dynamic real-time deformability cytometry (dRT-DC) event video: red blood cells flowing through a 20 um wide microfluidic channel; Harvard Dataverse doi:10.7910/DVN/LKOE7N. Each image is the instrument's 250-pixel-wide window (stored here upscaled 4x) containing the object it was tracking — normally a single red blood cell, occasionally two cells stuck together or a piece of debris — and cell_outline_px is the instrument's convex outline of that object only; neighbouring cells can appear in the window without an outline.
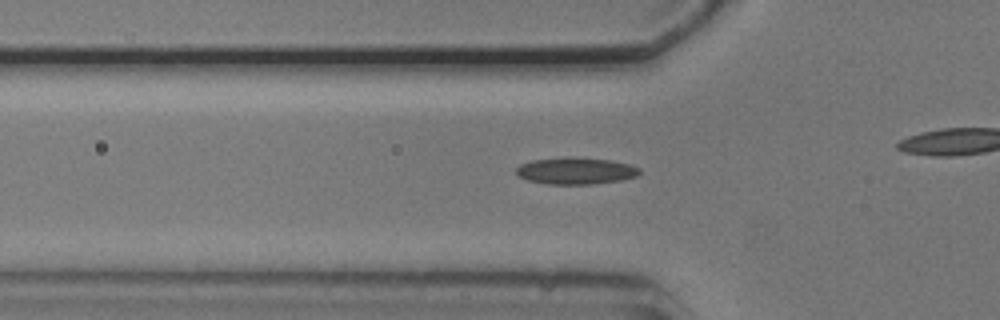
{"species": "common noctule bat (a hibernating species)", "species_latin": "Nyctalus noctula", "temperature_condition": "cold", "stored_images_in_passage": 42, "camera_frame_rate_fps": 3000, "um_per_image_px": 0.085, "animal": {"sex": "male", "body_mass_g": 20.5, "forearm_length_mm": 52.5}, "frame": {"image": 1, "passage_image": 17, "time_ms": 5.333, "image_size_px": [1000, 320], "cell_outline_px": [[640, 172], [636, 176], [620, 180], [592, 184], [548, 184], [528, 180], [516, 176], [516, 168], [520, 164], [532, 160], [568, 156], [572, 156], [612, 160], [628, 164], [640, 168]], "centroid_in_image_um": [48.9, 14.51], "position_along_channel_um": 76.9, "area_um2": 19.42}}
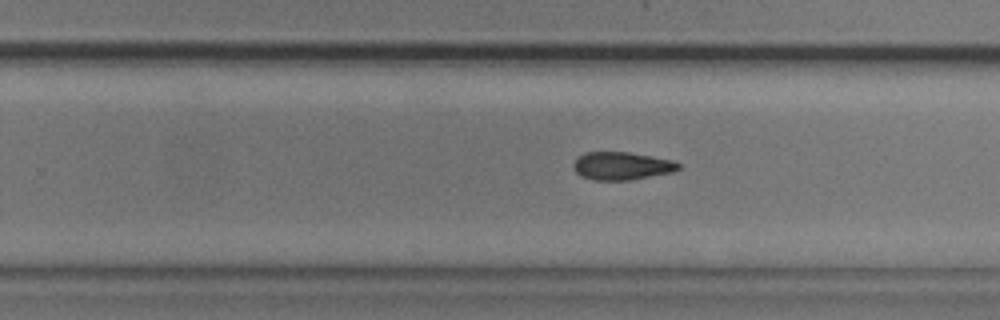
{"frame": {"image": 2, "passage_image": 33, "time_ms": 10.667, "image_size_px": [1000, 320], "cell_outline_px": [[680, 168], [672, 172], [628, 180], [592, 180], [580, 176], [576, 172], [572, 164], [584, 152], [628, 152], [652, 156], [672, 160], [680, 164]], "centroid_in_image_um": [52.83, 14.1], "position_along_channel_um": 277.0, "area_um2": 16.99}}
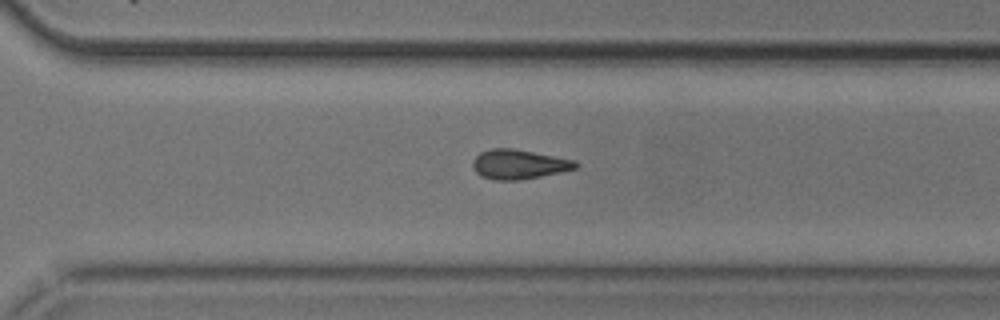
{"frame": {"image": 3, "passage_image": 37, "time_ms": 12.0, "image_size_px": [1000, 320], "cell_outline_px": [[580, 164], [576, 168], [560, 172], [520, 180], [496, 180], [480, 176], [472, 168], [472, 160], [480, 152], [492, 148], [512, 148], [576, 160]], "centroid_in_image_um": [44.08, 13.96], "position_along_channel_um": 326.5, "area_um2": 17.74}}